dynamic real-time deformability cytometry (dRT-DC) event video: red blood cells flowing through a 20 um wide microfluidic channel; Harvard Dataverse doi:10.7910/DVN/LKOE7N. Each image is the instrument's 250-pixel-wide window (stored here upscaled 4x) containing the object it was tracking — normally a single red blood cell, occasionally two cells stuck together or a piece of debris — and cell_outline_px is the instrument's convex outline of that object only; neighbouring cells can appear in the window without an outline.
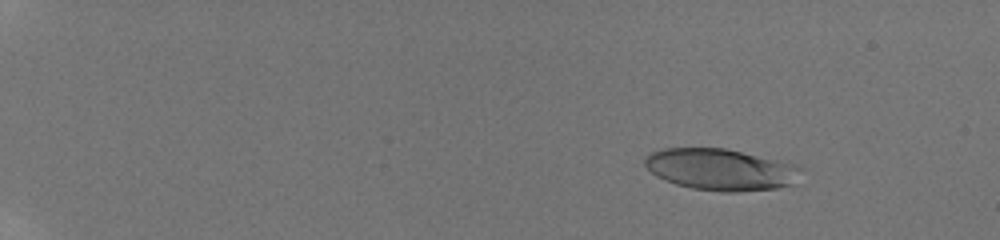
{"species": "human", "species_latin": "Homo sapiens", "temperature_condition": "room temperature", "stored_images_in_passage": 61, "camera_frame_rate_fps": 3000, "um_per_image_px": 0.085, "donor": {"sex": "male"}, "frame": {"image": 1, "passage_image": 10, "time_ms": 2.667, "image_size_px": [1000, 240], "cell_outline_px": [[804, 168], [792, 184], [776, 188], [740, 192], [720, 192], [692, 188], [676, 184], [656, 176], [644, 164], [644, 156], [652, 152], [664, 148], [724, 148], [800, 164]], "centroid_in_image_um": [61.3, 14.4], "position_along_channel_um": 23.7, "area_um2": 38.09}}
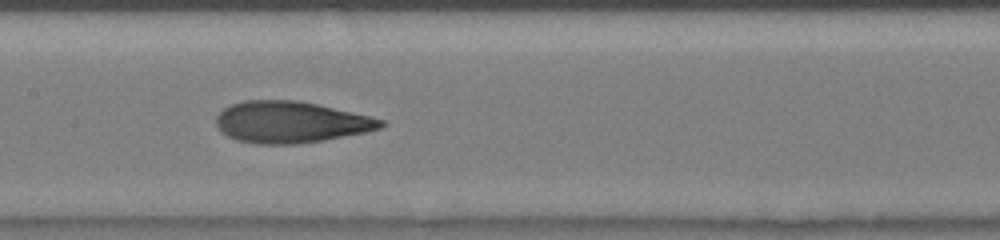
{"frame": {"image": 2, "passage_image": 35, "time_ms": 10.333, "image_size_px": [1000, 240], "cell_outline_px": [[388, 124], [380, 128], [364, 132], [324, 140], [296, 144], [256, 144], [236, 140], [220, 132], [216, 124], [216, 116], [224, 108], [232, 104], [244, 100], [296, 100], [316, 104], [368, 116], [384, 120]], "centroid_in_image_um": [24.66, 10.39], "position_along_channel_um": 182.7, "area_um2": 39.65}}
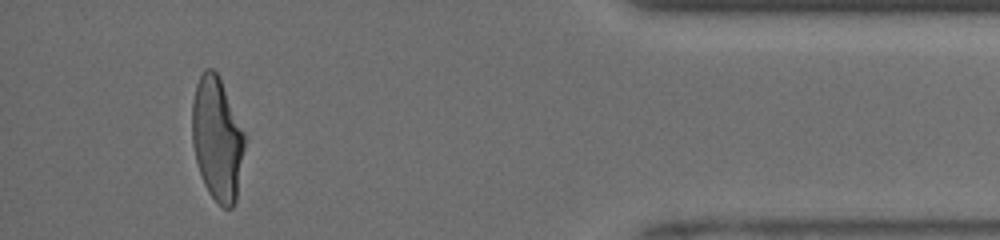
{"frame": {"image": 3, "passage_image": 58, "time_ms": 17.0, "image_size_px": [1000, 240], "cell_outline_px": [[244, 148], [236, 200], [232, 208], [224, 208], [208, 192], [204, 184], [196, 160], [192, 144], [192, 100], [196, 84], [204, 68], [212, 68], [220, 76], [244, 132]], "centroid_in_image_um": [18.44, 11.76], "position_along_channel_um": 416.8, "area_um2": 37.69}, "authors_computed_cell_mechanics": {"area_um2": 38.6104, "velocity_mm_per_s": 4.0979, "shape_relaxation_time_tau1_ms": 4.1782, "shape_relaxation_time_tau2_ms": 1.1328, "deformation_change_tau1": 0.2064, "deformation_change_tau2": 0.0855}}